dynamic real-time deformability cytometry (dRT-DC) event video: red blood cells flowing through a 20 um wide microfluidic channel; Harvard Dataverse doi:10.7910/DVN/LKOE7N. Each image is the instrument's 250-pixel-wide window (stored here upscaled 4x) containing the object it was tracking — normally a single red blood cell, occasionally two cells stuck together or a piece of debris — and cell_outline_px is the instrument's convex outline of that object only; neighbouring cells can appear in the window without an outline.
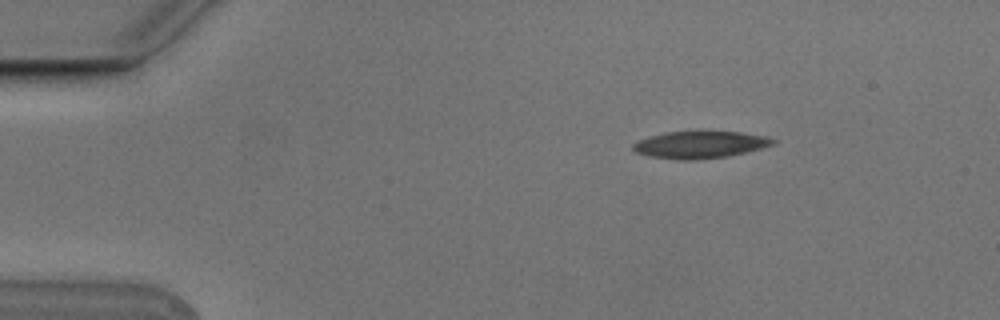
{"species": "Egyptian fruit bat (a non-hibernating species)", "species_latin": "Rousettus aegyptiacus", "temperature_condition": "cold", "stored_images_in_passage": 3, "camera_frame_rate_fps": 3000, "um_per_image_px": 0.085, "animal": {"sex": "male"}, "frame": {"image": 1, "passage_image": 1, "time_ms": 0.0, "image_size_px": [1000, 320], "cell_outline_px": [[776, 144], [728, 156], [696, 160], [684, 160], [648, 156], [636, 152], [632, 148], [632, 144], [648, 136], [664, 132], [740, 132], [768, 136], [776, 140]], "centroid_in_image_um": [59.5, 12.3], "position_along_channel_um": 25.5, "area_um2": 21.96}}